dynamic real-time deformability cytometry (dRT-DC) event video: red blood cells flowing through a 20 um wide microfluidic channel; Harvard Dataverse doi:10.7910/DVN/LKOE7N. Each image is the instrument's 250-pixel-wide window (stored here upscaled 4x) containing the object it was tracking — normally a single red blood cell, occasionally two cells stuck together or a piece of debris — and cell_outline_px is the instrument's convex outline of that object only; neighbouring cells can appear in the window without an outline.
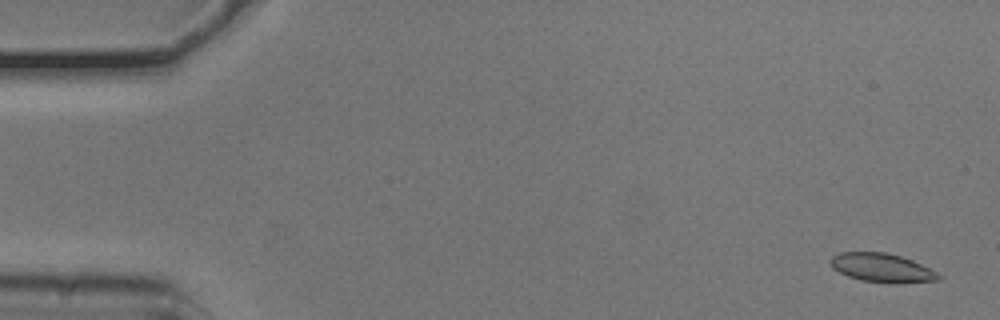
{"species": "common noctule bat (a hibernating species)", "species_latin": "Nyctalus noctula", "temperature_condition": "cold", "stored_images_in_passage": 55, "segment_of_instrument_passage": [1, 2], "camera_frame_rate_fps": 3000, "um_per_image_px": 0.085, "animal": {"sex": "male", "body_mass_g": 20.5, "forearm_length_mm": 52.5}, "frame": {"image": 1, "passage_image": 2, "time_ms": 0.333, "image_size_px": [1000, 320], "cell_outline_px": [[944, 276], [940, 280], [896, 284], [860, 280], [848, 276], [832, 268], [828, 260], [832, 256], [840, 252], [884, 252], [900, 256], [912, 260]], "centroid_in_image_um": [74.96, 22.77], "position_along_channel_um": 10.0, "area_um2": 18.26}}
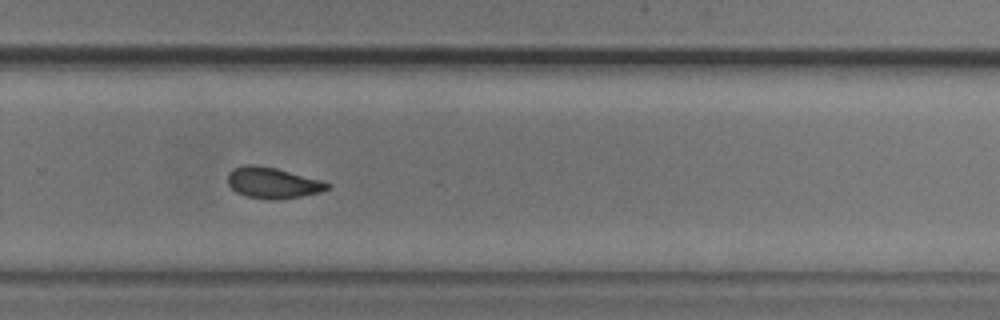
{"frame": {"image": 2, "passage_image": 36, "time_ms": 11.667, "image_size_px": [1000, 320], "cell_outline_px": [[332, 188], [320, 192], [280, 200], [272, 200], [244, 196], [236, 192], [228, 184], [228, 172], [232, 168], [244, 164], [256, 164], [276, 168], [320, 180], [332, 184]], "centroid_in_image_um": [23.16, 15.54], "position_along_channel_um": 306.6, "area_um2": 18.21}}
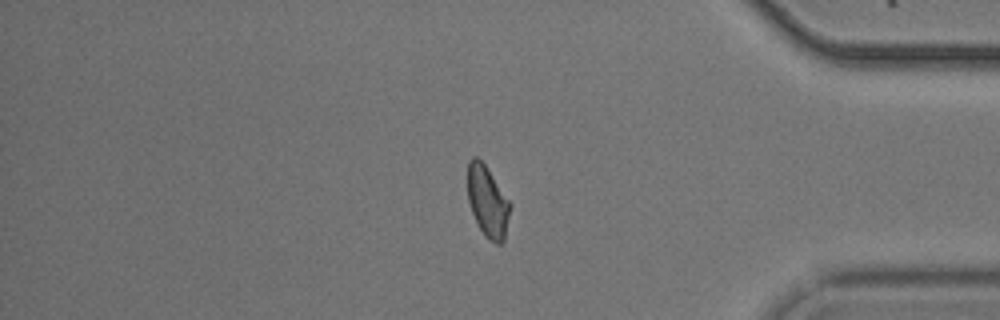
{"frame": {"image": 3, "passage_image": 45, "time_ms": 14.667, "image_size_px": [1000, 320], "cell_outline_px": [[512, 204], [504, 240], [500, 244], [496, 244], [488, 240], [484, 236], [472, 212], [468, 200], [468, 160], [472, 156], [476, 156], [484, 164]], "centroid_in_image_um": [41.45, 17.15], "position_along_channel_um": 393.7, "area_um2": 17.57}}